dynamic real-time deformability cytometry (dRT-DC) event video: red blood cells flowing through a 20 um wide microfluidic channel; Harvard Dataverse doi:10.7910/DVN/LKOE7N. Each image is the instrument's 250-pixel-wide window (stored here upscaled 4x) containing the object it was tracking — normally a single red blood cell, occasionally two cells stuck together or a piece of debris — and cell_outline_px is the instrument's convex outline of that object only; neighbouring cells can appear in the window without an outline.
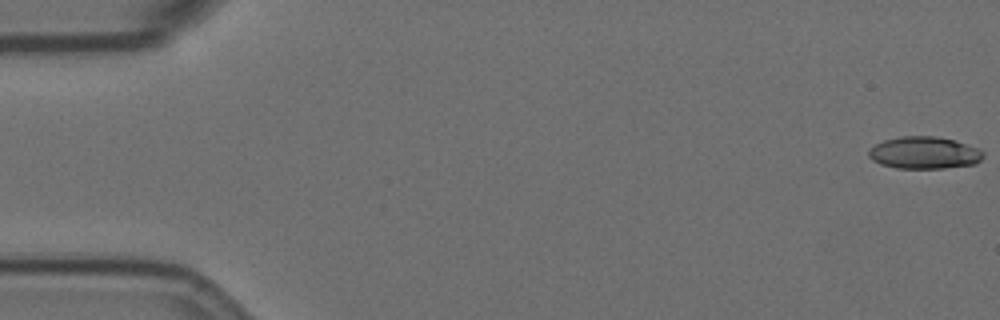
{"species": "Egyptian fruit bat (a non-hibernating species)", "species_latin": "Rousettus aegyptiacus", "temperature_condition": "room temperature", "stored_images_in_passage": 57, "camera_frame_rate_fps": 3000, "um_per_image_px": 0.085, "animal": {"sex": "female"}, "frame": {"image": 1, "passage_image": 1, "time_ms": 0.0, "image_size_px": [1000, 320], "cell_outline_px": [[984, 156], [976, 164], [944, 168], [896, 168], [880, 164], [872, 160], [868, 156], [868, 148], [884, 140], [900, 136], [936, 136], [956, 140], [980, 148], [984, 152]], "centroid_in_image_um": [78.57, 12.98], "position_along_channel_um": 6.4, "area_um2": 21.79}}
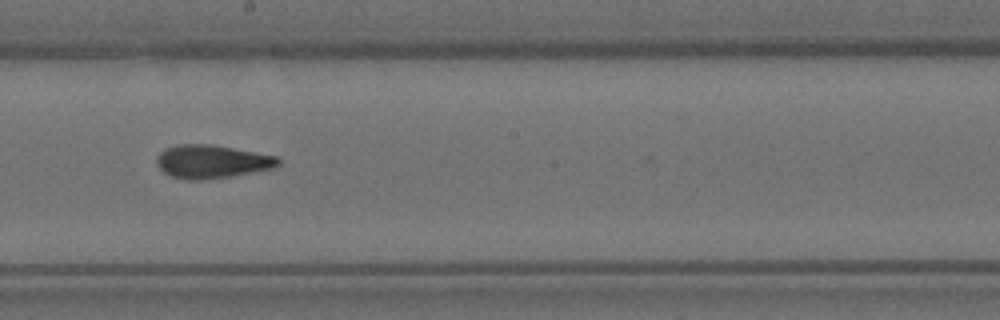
{"frame": {"image": 2, "passage_image": 32, "time_ms": 10.333, "image_size_px": [1000, 320], "cell_outline_px": [[280, 164], [276, 168], [228, 176], [200, 180], [188, 180], [172, 176], [164, 172], [160, 168], [156, 160], [160, 152], [164, 148], [180, 144], [212, 144], [276, 156], [280, 160]], "centroid_in_image_um": [18.01, 13.72], "position_along_channel_um": 230.2, "area_um2": 23.41}}
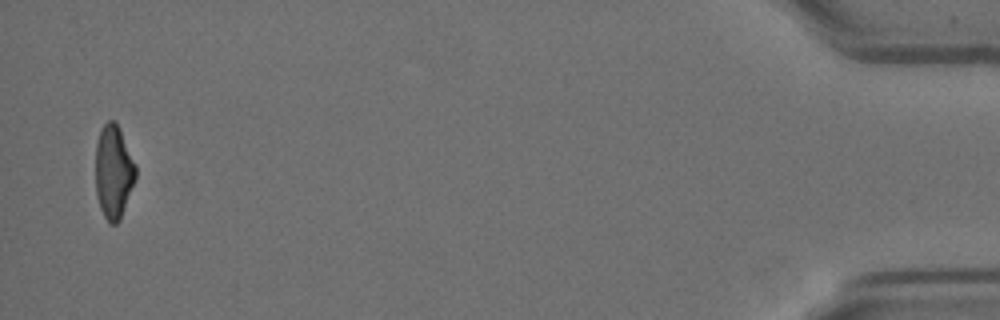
{"frame": {"image": 3, "passage_image": 56, "time_ms": 18.333, "image_size_px": [1000, 320], "cell_outline_px": [[136, 180], [120, 220], [116, 224], [108, 224], [100, 208], [96, 196], [96, 144], [100, 128], [108, 120], [112, 120], [120, 128], [136, 164]], "centroid_in_image_um": [9.66, 14.62], "position_along_channel_um": 425.5, "area_um2": 22.2}}